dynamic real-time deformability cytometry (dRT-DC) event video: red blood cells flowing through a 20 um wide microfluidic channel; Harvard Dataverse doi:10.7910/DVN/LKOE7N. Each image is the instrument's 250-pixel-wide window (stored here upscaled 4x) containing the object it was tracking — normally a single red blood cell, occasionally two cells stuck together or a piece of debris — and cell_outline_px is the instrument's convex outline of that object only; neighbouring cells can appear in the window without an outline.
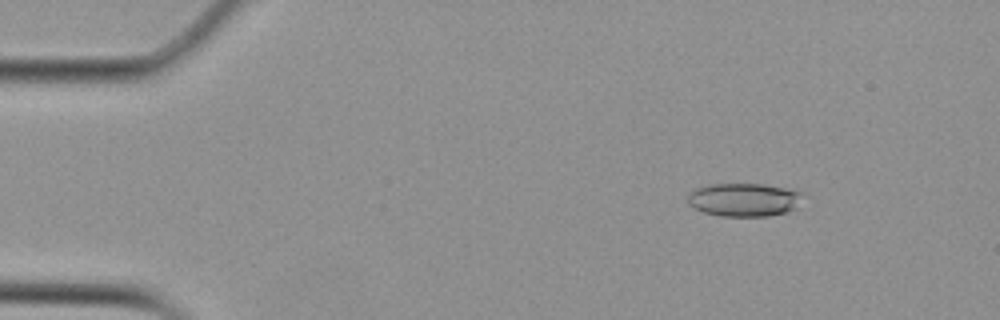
{"species": "Egyptian fruit bat (a non-hibernating species)", "species_latin": "Rousettus aegyptiacus", "temperature_condition": "cold", "stored_images_in_passage": 49, "camera_frame_rate_fps": 3000, "um_per_image_px": 0.085, "animal": {"sex": "female"}, "frame": {"image": 1, "passage_image": 2, "time_ms": 0.333, "image_size_px": [1000, 320], "cell_outline_px": [[808, 196], [796, 208], [788, 212], [768, 216], [720, 216], [704, 212], [688, 204], [688, 192], [696, 188], [712, 184], [764, 184], [804, 192]], "centroid_in_image_um": [63.32, 16.97], "position_along_channel_um": 21.7, "area_um2": 22.72}}
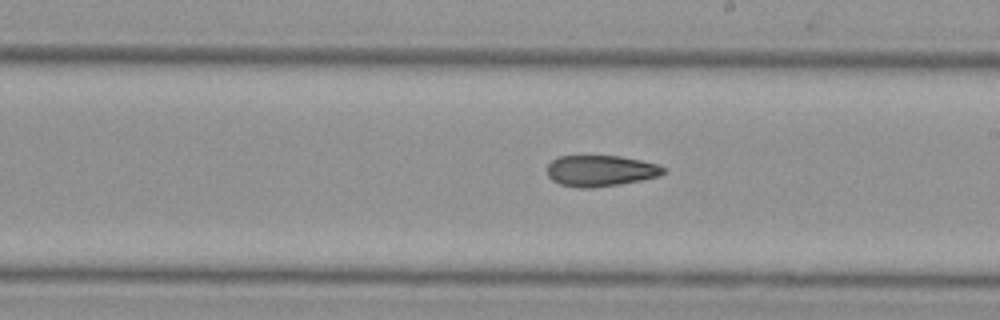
{"frame": {"image": 2, "passage_image": 26, "time_ms": 8.333, "image_size_px": [1000, 320], "cell_outline_px": [[664, 172], [660, 176], [620, 184], [592, 188], [580, 188], [560, 184], [552, 180], [548, 176], [548, 164], [552, 160], [560, 156], [620, 156], [640, 160], [656, 164], [664, 168]], "centroid_in_image_um": [51.03, 14.52], "position_along_channel_um": 238.0, "area_um2": 20.92}}
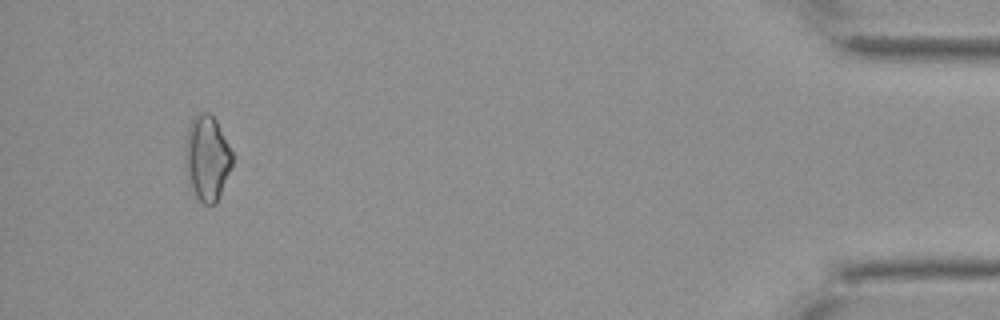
{"frame": {"image": 3, "passage_image": 46, "time_ms": 15.0, "image_size_px": [1000, 320], "cell_outline_px": [[232, 168], [216, 204], [204, 204], [196, 196], [188, 184], [184, 164], [184, 148], [188, 128], [196, 112], [208, 112], [216, 120], [232, 152]], "centroid_in_image_um": [17.57, 13.44], "position_along_channel_um": 417.6, "area_um2": 23.7}, "authors_computed_cell_mechanics": {"area_um2": 21.964, "velocity_mm_per_s": 3.7591, "shape_relaxation_time_tau1_ms": null, "shape_relaxation_time_tau2_ms": 11.1397, "deformation_change_tau1": null, "deformation_change_tau2": 0.2299}}